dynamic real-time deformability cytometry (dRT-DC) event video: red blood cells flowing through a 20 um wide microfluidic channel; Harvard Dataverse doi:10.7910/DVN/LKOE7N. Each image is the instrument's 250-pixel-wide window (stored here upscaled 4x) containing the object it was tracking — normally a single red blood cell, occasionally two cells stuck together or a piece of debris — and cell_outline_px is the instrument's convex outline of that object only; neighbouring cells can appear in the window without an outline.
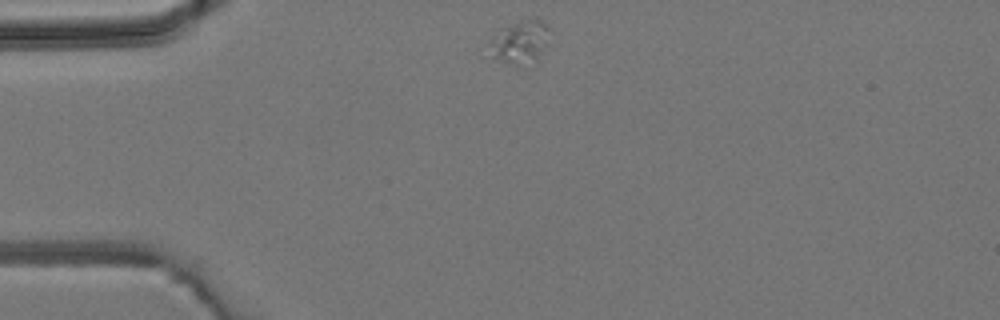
{"species": "common noctule bat (a hibernating species)", "species_latin": "Nyctalus noctula", "temperature_condition": "room temperature", "stored_images_in_passage": 6, "camera_frame_rate_fps": 3000, "um_per_image_px": 0.085, "animal": {"sex": "male", "body_mass_g": 19.2, "forearm_length_mm": 51.8}, "frame": {"image": 1, "passage_image": 1, "time_ms": 0.0, "image_size_px": [1000, 320], "cell_outline_px": [[548, 28], [540, 52], [536, 60], [516, 64], [512, 64], [492, 56], [488, 44], [496, 28], [520, 20], [540, 20]], "centroid_in_image_um": [44.06, 3.51], "position_along_channel_um": 40.9, "area_um2": 14.33}}